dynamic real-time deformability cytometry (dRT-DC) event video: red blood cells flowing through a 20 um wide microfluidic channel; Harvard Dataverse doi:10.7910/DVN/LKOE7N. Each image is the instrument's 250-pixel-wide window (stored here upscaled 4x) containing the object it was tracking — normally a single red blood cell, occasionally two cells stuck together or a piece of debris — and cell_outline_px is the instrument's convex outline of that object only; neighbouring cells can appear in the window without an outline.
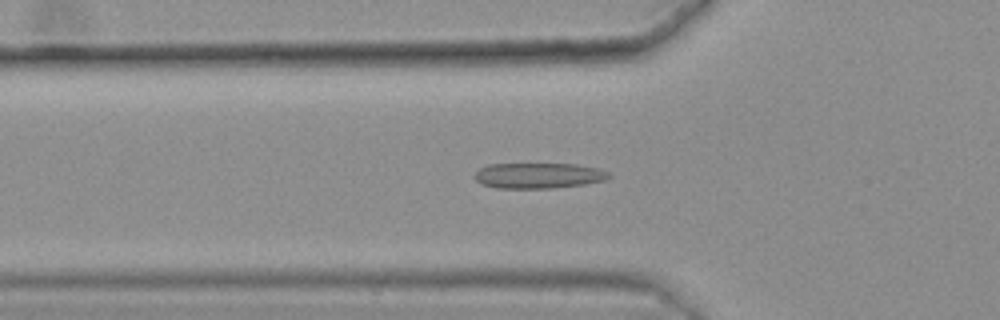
{"species": "common noctule bat (a hibernating species)", "species_latin": "Nyctalus noctula", "temperature_condition": "warm", "stored_images_in_passage": 47, "camera_frame_rate_fps": 3000, "um_per_image_px": 0.085, "animal": {"sex": "female", "body_mass_g": 25.1}, "frame": {"image": 1, "passage_image": 18, "time_ms": 5.667, "image_size_px": [1000, 320], "cell_outline_px": [[612, 176], [604, 180], [584, 184], [552, 188], [496, 188], [480, 184], [476, 180], [476, 172], [480, 168], [488, 164], [576, 164], [596, 168], [608, 172]], "centroid_in_image_um": [45.75, 14.93], "position_along_channel_um": 80.0, "area_um2": 19.88}}
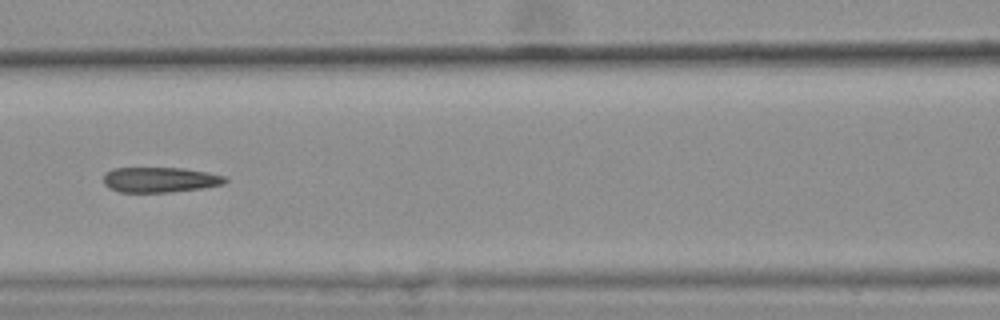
{"frame": {"image": 2, "passage_image": 24, "time_ms": 7.667, "image_size_px": [1000, 320], "cell_outline_px": [[228, 180], [224, 184], [204, 188], [168, 192], [120, 192], [108, 188], [104, 184], [104, 172], [112, 168], [184, 168], [224, 176]], "centroid_in_image_um": [13.56, 15.28], "position_along_channel_um": 153.0, "area_um2": 17.92}}
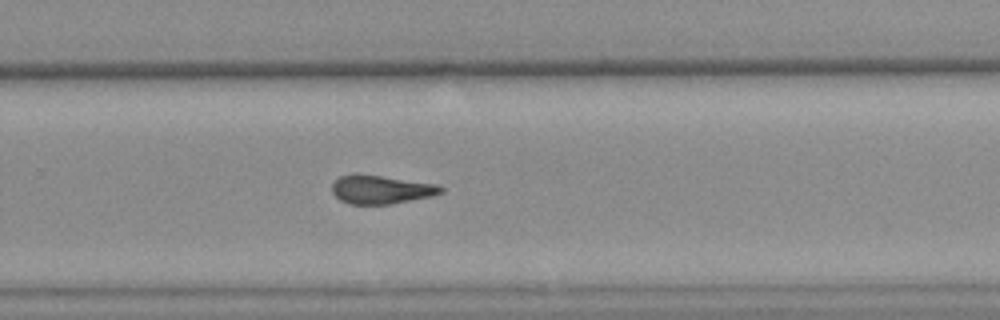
{"frame": {"image": 3, "passage_image": 36, "time_ms": 11.667, "image_size_px": [1000, 320], "cell_outline_px": [[444, 192], [432, 196], [388, 204], [348, 204], [340, 200], [332, 192], [332, 180], [340, 176], [352, 172], [360, 172], [440, 184], [444, 188]], "centroid_in_image_um": [32.37, 16.06], "position_along_channel_um": 297.4, "area_um2": 18.79}, "authors_computed_cell_mechanics": {"area_um2": 18.8428, "velocity_mm_per_s": 3.6259, "shape_relaxation_time_tau1_ms": null, "shape_relaxation_time_tau2_ms": 2.5321, "deformation_change_tau1": null, "deformation_change_tau2": 0.1071}}